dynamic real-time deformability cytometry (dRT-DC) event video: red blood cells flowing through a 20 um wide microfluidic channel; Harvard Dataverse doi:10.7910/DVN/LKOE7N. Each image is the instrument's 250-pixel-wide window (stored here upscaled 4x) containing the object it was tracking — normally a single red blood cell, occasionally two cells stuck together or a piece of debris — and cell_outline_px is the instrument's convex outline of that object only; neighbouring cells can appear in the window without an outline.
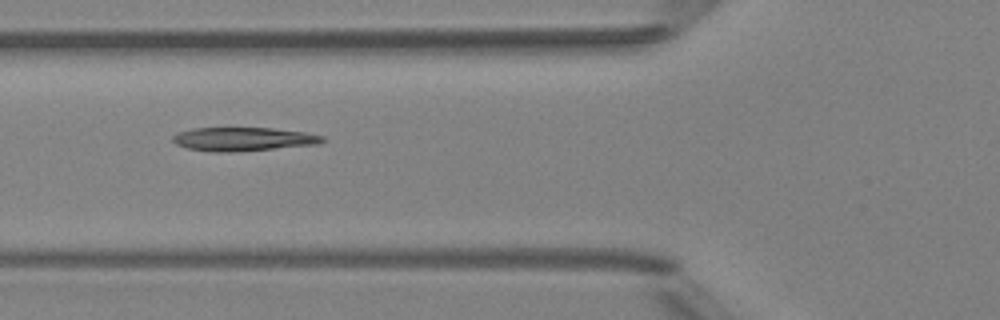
{"species": "Egyptian fruit bat (a non-hibernating species)", "species_latin": "Rousettus aegyptiacus", "temperature_condition": "room temperature", "stored_images_in_passage": 9, "camera_frame_rate_fps": 3000, "um_per_image_px": 0.085, "animal": {"sex": "female"}, "frame": {"image": 1, "passage_image": 6, "time_ms": 6.0, "image_size_px": [1000, 320], "cell_outline_px": [[324, 140], [316, 144], [232, 152], [212, 152], [188, 148], [176, 144], [172, 140], [172, 136], [176, 132], [192, 128], [272, 128], [304, 132], [324, 136]], "centroid_in_image_um": [20.6, 11.82], "position_along_channel_um": 105.2, "area_um2": 20.46}}
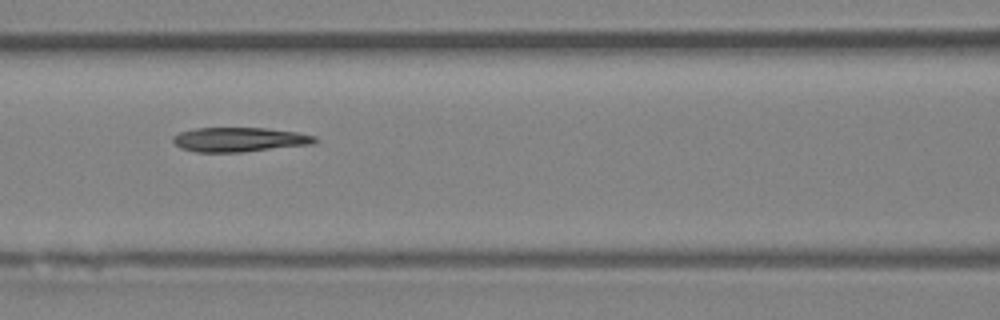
{"frame": {"image": 2, "passage_image": 7, "time_ms": 7.0, "image_size_px": [1000, 320], "cell_outline_px": [[316, 140], [312, 144], [244, 152], [196, 152], [180, 148], [172, 140], [172, 136], [180, 132], [196, 128], [264, 128], [296, 132], [316, 136]], "centroid_in_image_um": [20.32, 11.87], "position_along_channel_um": 146.3, "area_um2": 20.11}}
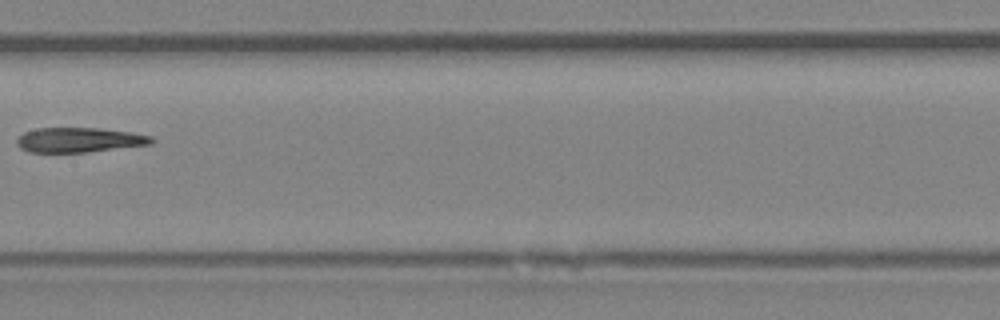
{"frame": {"image": 3, "passage_image": 8, "time_ms": 8.333, "image_size_px": [1000, 320], "cell_outline_px": [[156, 140], [152, 144], [88, 152], [28, 152], [20, 148], [16, 144], [16, 140], [24, 132], [36, 128], [100, 128], [132, 132], [152, 136]], "centroid_in_image_um": [6.76, 11.89], "position_along_channel_um": 200.6, "area_um2": 19.59}}